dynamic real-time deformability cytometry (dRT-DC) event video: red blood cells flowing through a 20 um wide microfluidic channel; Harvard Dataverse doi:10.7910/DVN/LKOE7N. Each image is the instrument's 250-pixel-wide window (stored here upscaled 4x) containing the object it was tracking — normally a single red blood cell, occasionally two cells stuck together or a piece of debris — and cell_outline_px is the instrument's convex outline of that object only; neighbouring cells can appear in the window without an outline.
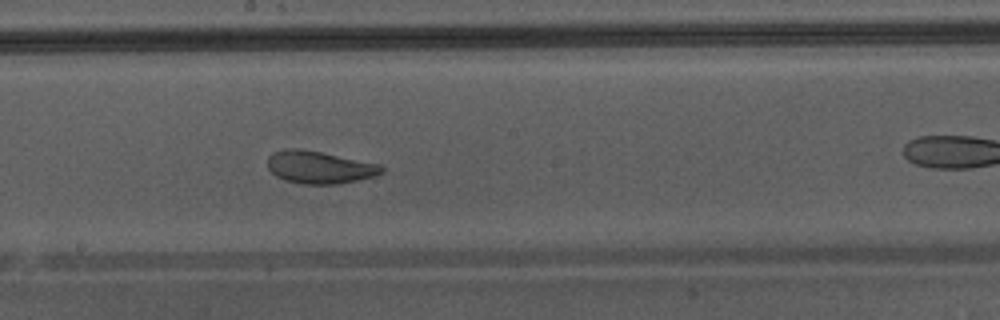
{"species": "Egyptian fruit bat (a non-hibernating species)", "species_latin": "Rousettus aegyptiacus", "temperature_condition": "warm", "stored_images_in_passage": 51, "camera_frame_rate_fps": 3000, "um_per_image_px": 0.085, "animal": {"sex": "male"}, "frame": {"image": 1, "passage_image": 30, "time_ms": 9.667, "image_size_px": [1000, 320], "cell_outline_px": [[384, 172], [376, 176], [340, 184], [300, 184], [284, 180], [276, 176], [268, 168], [268, 156], [272, 152], [284, 148], [300, 148], [380, 164], [384, 168]], "centroid_in_image_um": [27.14, 14.22], "position_along_channel_um": 221.1, "area_um2": 21.79}, "authors_computed_cell_mechanics": {"area_um2": 29.189, "velocity_mm_per_s": 4.3271, "shape_relaxation_time_tau1_ms": 4.5094, "shape_relaxation_time_tau2_ms": 1.0331, "deformation_change_tau1": 0.1308, "deformation_change_tau2": 0.073}}